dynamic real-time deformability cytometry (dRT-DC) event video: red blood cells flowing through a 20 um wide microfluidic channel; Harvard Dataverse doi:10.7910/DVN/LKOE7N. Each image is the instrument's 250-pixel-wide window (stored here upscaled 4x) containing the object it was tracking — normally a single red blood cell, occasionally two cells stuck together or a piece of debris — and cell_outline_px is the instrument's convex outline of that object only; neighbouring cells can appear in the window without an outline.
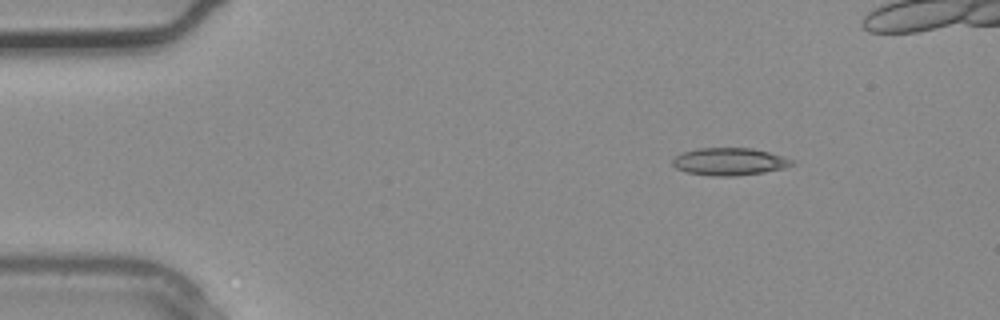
{"species": "common noctule bat (a hibernating species)", "species_latin": "Nyctalus noctula", "temperature_condition": "warm", "stored_images_in_passage": 3, "camera_frame_rate_fps": 3000, "um_per_image_px": 0.085, "animal": {"sex": "male", "body_mass_g": 20.4}, "frame": {"image": 1, "passage_image": 1, "time_ms": 0.0, "image_size_px": [1000, 320], "cell_outline_px": [[796, 160], [792, 164], [784, 168], [764, 172], [736, 176], [712, 176], [688, 172], [676, 168], [672, 164], [672, 160], [676, 156], [684, 152], [700, 148], [752, 148], [768, 152]], "centroid_in_image_um": [62.02, 13.74], "position_along_channel_um": 23.0, "area_um2": 18.96}}